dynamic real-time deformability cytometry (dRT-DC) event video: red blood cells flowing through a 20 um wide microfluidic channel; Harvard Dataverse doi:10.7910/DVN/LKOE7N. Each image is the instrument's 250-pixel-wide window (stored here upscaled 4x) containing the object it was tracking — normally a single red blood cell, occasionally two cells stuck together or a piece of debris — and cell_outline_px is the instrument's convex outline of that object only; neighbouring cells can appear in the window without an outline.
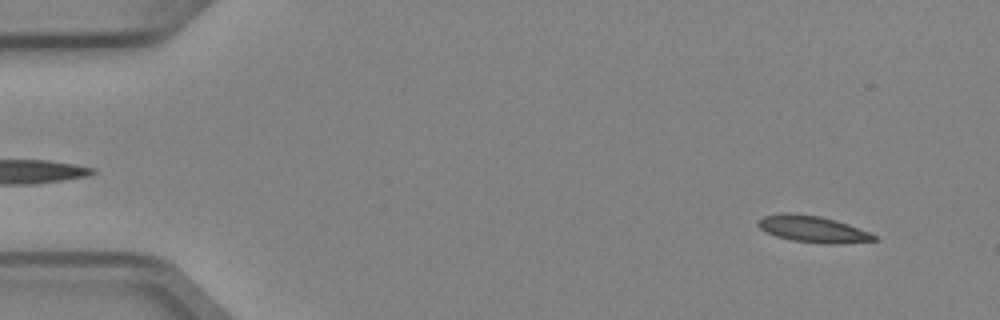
{"species": "Egyptian fruit bat (a non-hibernating species)", "species_latin": "Rousettus aegyptiacus", "temperature_condition": "cold", "stored_images_in_passage": 5, "segment_of_instrument_passage": [1, 2], "camera_frame_rate_fps": 3000, "um_per_image_px": 0.085, "animal": {"sex": "female"}, "frame": {"image": 1, "passage_image": 1, "time_ms": 0.0, "image_size_px": [1000, 320], "cell_outline_px": [[876, 240], [832, 244], [828, 244], [792, 240], [776, 236], [760, 228], [756, 224], [756, 220], [764, 216], [788, 212], [820, 216], [836, 220], [872, 232], [876, 236]], "centroid_in_image_um": [69.09, 19.46], "position_along_channel_um": 15.9, "area_um2": 17.86}}
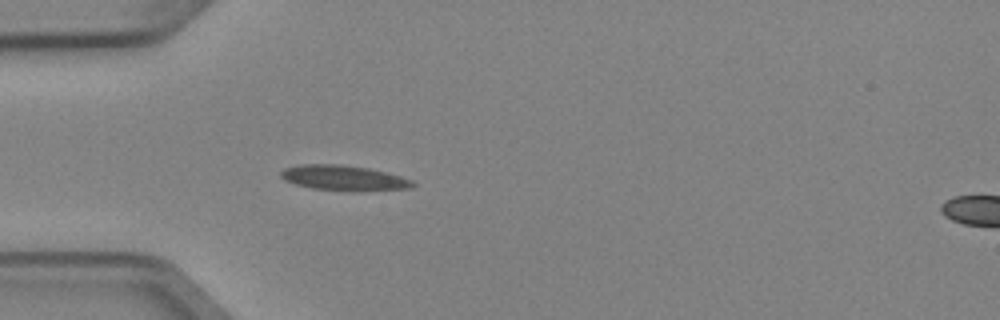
{"frame": {"image": 2, "passage_image": 4, "time_ms": 1.0, "image_size_px": [1000, 320], "cell_outline_px": [[416, 184], [412, 188], [312, 188], [296, 184], [284, 180], [280, 176], [280, 172], [284, 168], [300, 164], [340, 164], [368, 168], [388, 172], [412, 180]], "centroid_in_image_um": [29.14, 15.05], "position_along_channel_um": 55.9, "area_um2": 18.21}}